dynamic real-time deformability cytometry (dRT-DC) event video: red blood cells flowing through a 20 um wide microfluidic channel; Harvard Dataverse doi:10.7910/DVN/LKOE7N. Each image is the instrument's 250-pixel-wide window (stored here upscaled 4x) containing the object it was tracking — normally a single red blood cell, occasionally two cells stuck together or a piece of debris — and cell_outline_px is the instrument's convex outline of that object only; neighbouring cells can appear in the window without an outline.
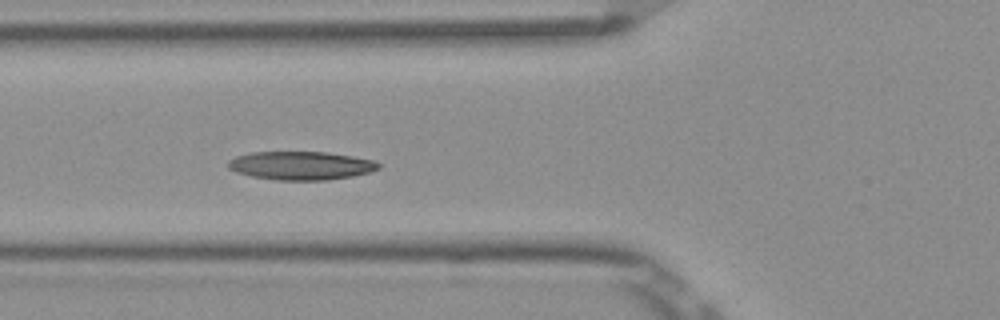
{"species": "Egyptian fruit bat (a non-hibernating species)", "species_latin": "Rousettus aegyptiacus", "temperature_condition": "room temperature", "stored_images_in_passage": 7, "segment_of_instrument_passage": [1, 2], "camera_frame_rate_fps": 3000, "um_per_image_px": 0.085, "frame": {"image": 1, "passage_image": 6, "time_ms": 1.667, "image_size_px": [1000, 320], "cell_outline_px": [[380, 168], [368, 172], [352, 176], [328, 180], [276, 180], [252, 176], [236, 172], [228, 168], [228, 160], [236, 156], [252, 152], [328, 152], [376, 160], [380, 164]], "centroid_in_image_um": [25.59, 14.07], "position_along_channel_um": 100.2, "area_um2": 24.97}}